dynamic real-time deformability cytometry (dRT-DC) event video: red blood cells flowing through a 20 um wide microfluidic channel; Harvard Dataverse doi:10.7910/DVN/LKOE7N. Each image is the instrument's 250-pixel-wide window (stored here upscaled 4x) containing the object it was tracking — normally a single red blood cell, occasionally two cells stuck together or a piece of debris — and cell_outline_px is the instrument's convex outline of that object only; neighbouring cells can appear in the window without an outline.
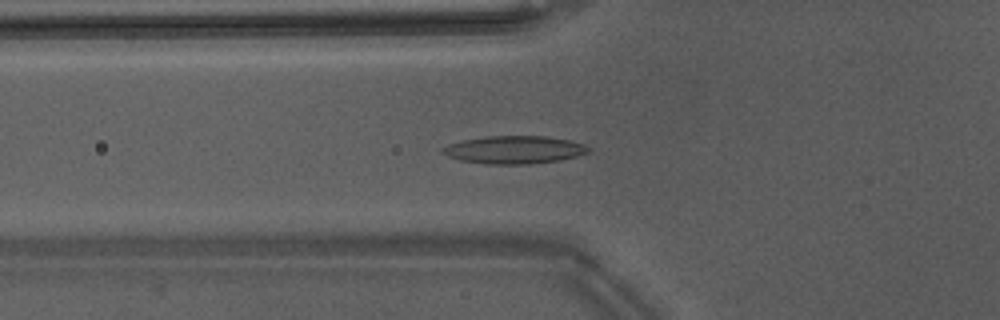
{"species": "Egyptian fruit bat (a non-hibernating species)", "species_latin": "Rousettus aegyptiacus", "temperature_condition": "warm", "stored_images_in_passage": 45, "camera_frame_rate_fps": 3000, "um_per_image_px": 0.085, "animal": {"sex": "male"}, "frame": {"image": 1, "passage_image": 14, "time_ms": 4.333, "image_size_px": [1000, 320], "cell_outline_px": [[592, 148], [588, 152], [576, 156], [560, 160], [532, 164], [488, 164], [460, 160], [448, 156], [440, 152], [440, 148], [448, 144], [464, 140], [488, 136], [544, 136], [568, 140], [584, 144]], "centroid_in_image_um": [43.7, 12.73], "position_along_channel_um": 82.1, "area_um2": 23.64}}
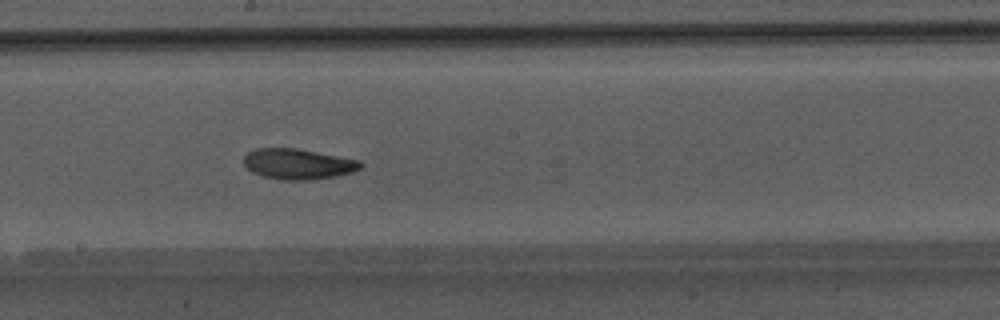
{"frame": {"image": 2, "passage_image": 24, "time_ms": 7.667, "image_size_px": [1000, 320], "cell_outline_px": [[364, 164], [360, 168], [352, 172], [336, 176], [304, 180], [284, 180], [264, 176], [252, 172], [244, 164], [244, 156], [248, 152], [256, 148], [296, 148], [360, 160]], "centroid_in_image_um": [25.34, 13.93], "position_along_channel_um": 222.9, "area_um2": 20.63}}
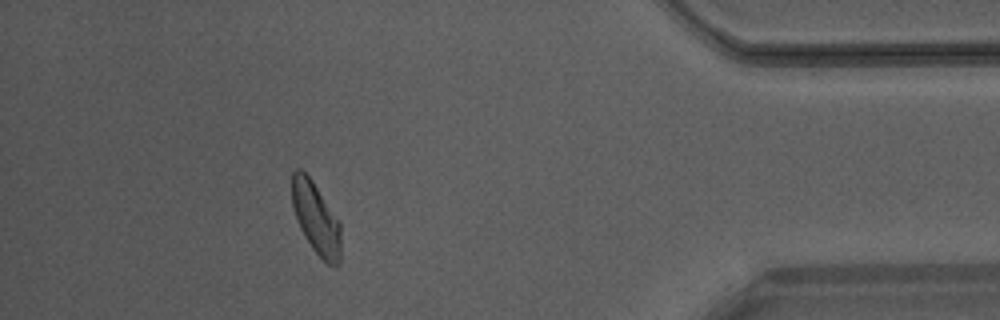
{"frame": {"image": 3, "passage_image": 40, "time_ms": 13.0, "image_size_px": [1000, 320], "cell_outline_px": [[340, 260], [332, 268], [312, 248], [304, 236], [300, 228], [292, 204], [292, 172], [296, 168], [300, 168], [312, 180], [340, 220]], "centroid_in_image_um": [26.87, 18.53], "position_along_channel_um": 408.3, "area_um2": 20.4}, "authors_computed_cell_mechanics": {"area_um2": 20.7502, "velocity_mm_per_s": 4.2207, "shape_relaxation_time_tau1_ms": 5.2535, "shape_relaxation_time_tau2_ms": 3.9832, "deformation_change_tau1": 0.1614, "deformation_change_tau2": 0.1142}}